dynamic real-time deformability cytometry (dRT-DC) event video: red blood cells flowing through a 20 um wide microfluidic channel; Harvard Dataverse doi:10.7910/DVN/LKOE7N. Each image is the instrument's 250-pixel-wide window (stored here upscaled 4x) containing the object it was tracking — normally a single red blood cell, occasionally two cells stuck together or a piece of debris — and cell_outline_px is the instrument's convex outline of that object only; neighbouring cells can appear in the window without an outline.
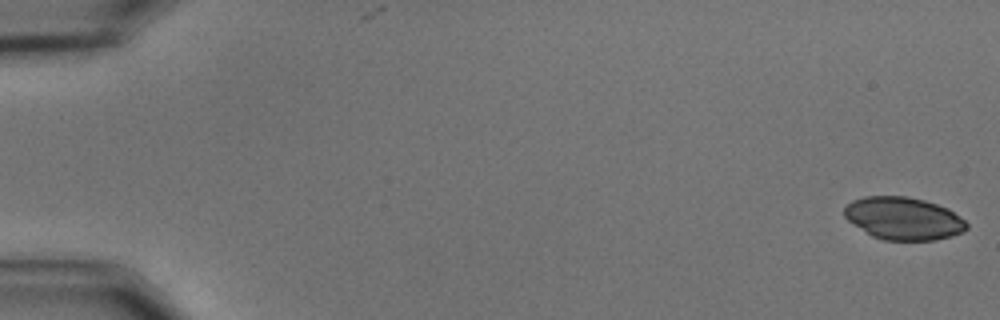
{"species": "common noctule bat (a hibernating species)", "species_latin": "Nyctalus noctula", "temperature_condition": "cold", "stored_images_in_passage": 58, "camera_frame_rate_fps": 3000, "um_per_image_px": 0.085, "animal": {"sex": "male", "body_mass_g": 15.6}, "frame": {"image": 1, "passage_image": 1, "time_ms": 0.0, "image_size_px": [1000, 320], "cell_outline_px": [[968, 228], [964, 232], [936, 240], [884, 240], [872, 236], [848, 220], [844, 216], [844, 208], [852, 200], [864, 196], [908, 196], [924, 200], [948, 208], [964, 220], [968, 224]], "centroid_in_image_um": [76.8, 18.56], "position_along_channel_um": 8.2, "area_um2": 30.35}}
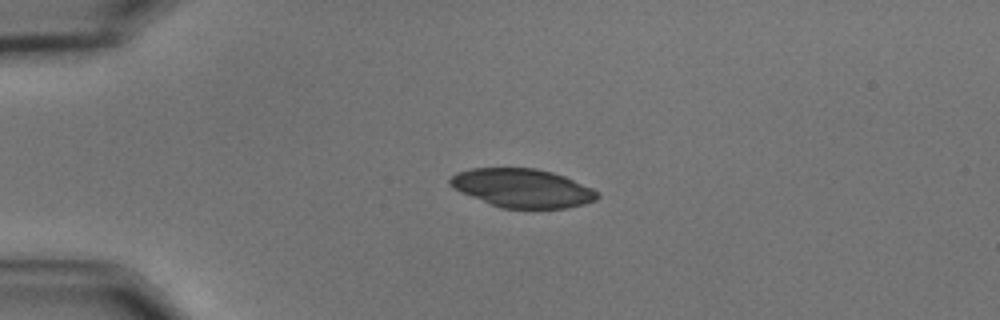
{"frame": {"image": 2, "passage_image": 14, "time_ms": 4.333, "image_size_px": [1000, 320], "cell_outline_px": [[600, 196], [596, 200], [584, 204], [564, 208], [504, 208], [492, 204], [460, 192], [448, 184], [448, 180], [456, 172], [472, 168], [536, 168], [552, 172], [564, 176], [592, 188]], "centroid_in_image_um": [44.38, 15.98], "position_along_channel_um": 40.6, "area_um2": 32.95}}